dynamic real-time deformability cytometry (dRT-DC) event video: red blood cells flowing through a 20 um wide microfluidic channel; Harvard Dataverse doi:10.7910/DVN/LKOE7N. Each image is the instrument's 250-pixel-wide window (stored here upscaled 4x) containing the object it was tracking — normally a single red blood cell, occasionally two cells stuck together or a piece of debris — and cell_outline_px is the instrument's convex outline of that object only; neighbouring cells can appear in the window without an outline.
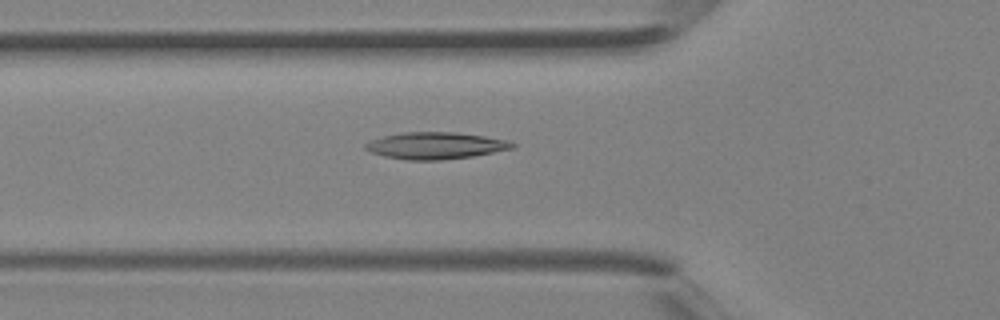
{"species": "Egyptian fruit bat (a non-hibernating species)", "species_latin": "Rousettus aegyptiacus", "temperature_condition": "room temperature", "stored_images_in_passage": 4, "camera_frame_rate_fps": 3000, "um_per_image_px": 0.085, "animal": {"sex": "female"}, "frame": {"image": 1, "passage_image": 4, "time_ms": 1.0, "image_size_px": [1000, 320], "cell_outline_px": [[516, 144], [512, 148], [472, 156], [440, 160], [408, 160], [384, 156], [372, 152], [364, 148], [364, 144], [372, 140], [384, 136], [400, 132], [456, 132], [484, 136], [508, 140]], "centroid_in_image_um": [37.0, 12.37], "position_along_channel_um": 88.8, "area_um2": 22.77}}